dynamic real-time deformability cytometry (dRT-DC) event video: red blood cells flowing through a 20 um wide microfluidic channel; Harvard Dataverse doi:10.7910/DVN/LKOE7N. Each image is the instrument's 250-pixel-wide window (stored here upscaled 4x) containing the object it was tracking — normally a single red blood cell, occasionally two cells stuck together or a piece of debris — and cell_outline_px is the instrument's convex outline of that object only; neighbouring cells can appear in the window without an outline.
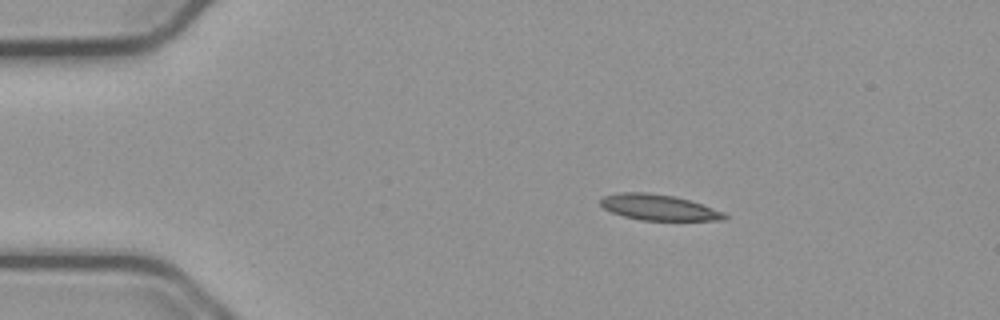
{"species": "common noctule bat (a hibernating species)", "species_latin": "Nyctalus noctula", "temperature_condition": "cold", "stored_images_in_passage": 46, "camera_frame_rate_fps": 3000, "um_per_image_px": 0.085, "animal": {"sex": "male", "body_mass_g": 23.1, "forearm_length_mm": 52.7}, "frame": {"image": 1, "passage_image": 1, "time_ms": 0.0, "image_size_px": [1000, 320], "cell_outline_px": [[728, 220], [640, 220], [624, 216], [612, 212], [604, 208], [600, 204], [600, 200], [604, 196], [620, 192], [644, 192], [676, 196], [724, 212], [728, 216]], "centroid_in_image_um": [55.99, 17.63], "position_along_channel_um": 29.0, "area_um2": 18.5}}
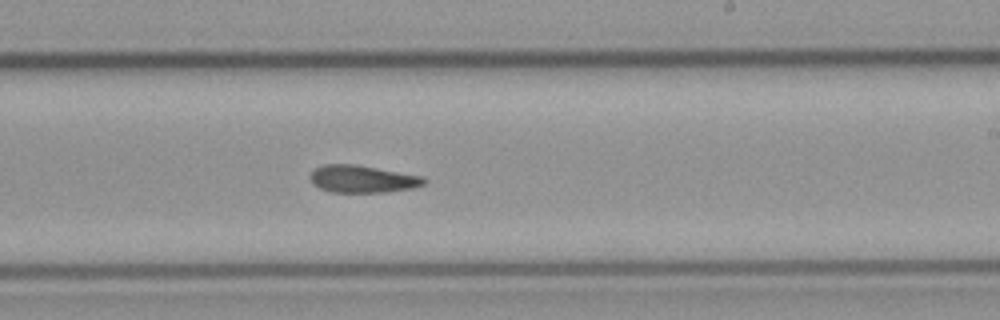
{"frame": {"image": 2, "passage_image": 24, "time_ms": 7.667, "image_size_px": [1000, 320], "cell_outline_px": [[428, 180], [424, 184], [412, 188], [384, 192], [328, 192], [312, 184], [312, 172], [316, 168], [324, 164], [356, 164], [420, 176]], "centroid_in_image_um": [30.79, 15.22], "position_along_channel_um": 258.2, "area_um2": 17.92}}
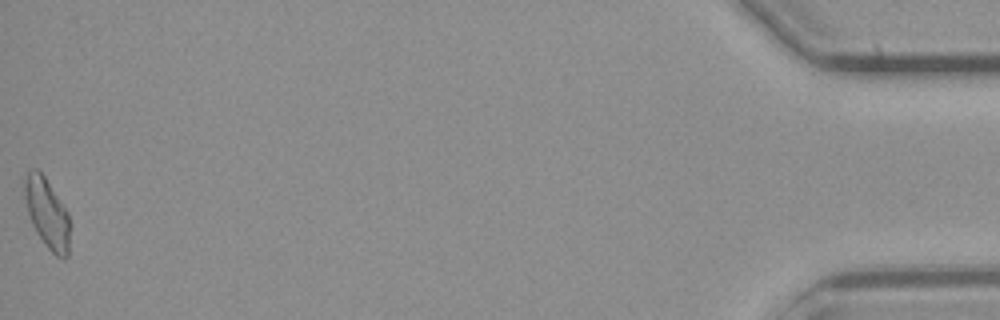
{"frame": {"image": 3, "passage_image": 46, "time_ms": 15.0, "image_size_px": [1000, 320], "cell_outline_px": [[68, 256], [64, 260], [56, 256], [48, 248], [36, 232], [32, 224], [28, 212], [24, 196], [24, 180], [28, 172], [32, 168], [36, 168], [44, 176], [68, 212]], "centroid_in_image_um": [3.98, 18.13], "position_along_channel_um": 431.2, "area_um2": 18.09}}